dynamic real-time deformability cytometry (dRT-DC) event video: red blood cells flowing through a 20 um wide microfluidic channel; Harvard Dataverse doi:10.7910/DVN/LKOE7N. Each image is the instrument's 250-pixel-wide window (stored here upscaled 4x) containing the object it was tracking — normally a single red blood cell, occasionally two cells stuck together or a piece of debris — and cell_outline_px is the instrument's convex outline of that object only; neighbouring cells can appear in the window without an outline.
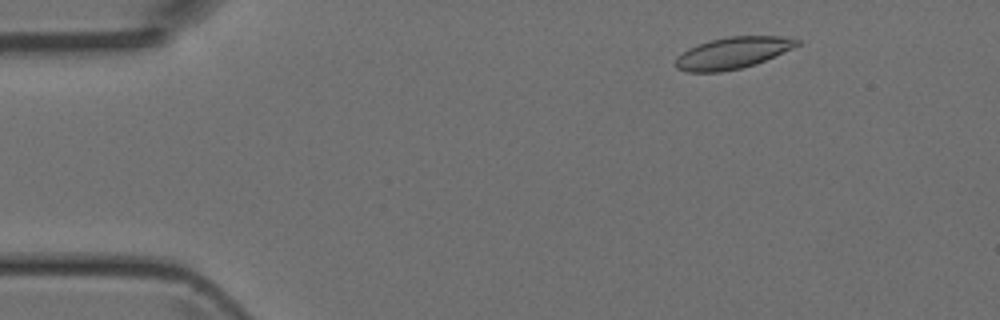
{"species": "Egyptian fruit bat (a non-hibernating species)", "species_latin": "Rousettus aegyptiacus", "temperature_condition": "room temperature", "stored_images_in_passage": 11, "camera_frame_rate_fps": 3000, "um_per_image_px": 0.085, "animal": {"sex": "female"}, "frame": {"image": 1, "passage_image": 5, "time_ms": 1.333, "image_size_px": [1000, 320], "cell_outline_px": [[800, 44], [792, 48], [756, 64], [740, 68], [720, 72], [688, 72], [676, 68], [676, 60], [688, 48], [712, 40], [728, 36], [780, 36], [800, 40]], "centroid_in_image_um": [62.29, 4.5], "position_along_channel_um": 22.7, "area_um2": 21.96}}